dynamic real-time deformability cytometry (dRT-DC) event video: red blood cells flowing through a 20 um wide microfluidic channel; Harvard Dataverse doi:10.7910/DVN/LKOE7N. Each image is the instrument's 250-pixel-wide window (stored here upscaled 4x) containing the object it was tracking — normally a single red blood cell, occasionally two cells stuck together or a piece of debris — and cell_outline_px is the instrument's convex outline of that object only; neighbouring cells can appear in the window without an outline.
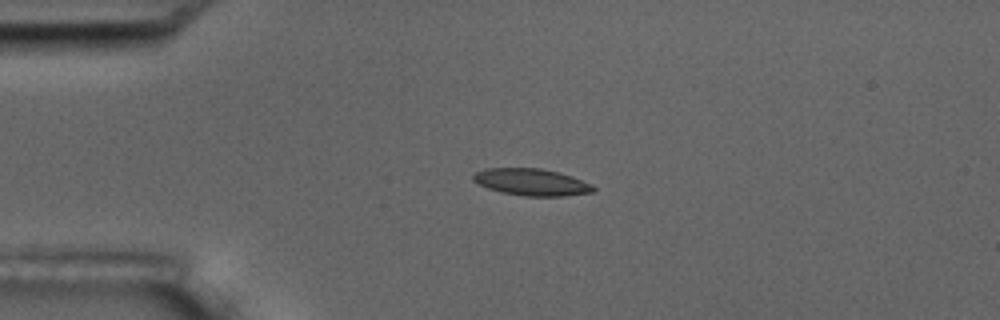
{"species": "common noctule bat (a hibernating species)", "species_latin": "Nyctalus noctula", "temperature_condition": "room temperature", "stored_images_in_passage": 4, "camera_frame_rate_fps": 3000, "um_per_image_px": 0.085, "animal": {"sex": "male", "body_mass_g": 17.5, "forearm_length_mm": 52.3}, "frame": {"image": 1, "passage_image": 3, "time_ms": 3.333, "image_size_px": [1000, 320], "cell_outline_px": [[596, 192], [564, 196], [524, 196], [504, 192], [488, 188], [472, 180], [472, 176], [476, 172], [484, 168], [540, 168], [572, 176], [592, 184], [596, 188]], "centroid_in_image_um": [45.21, 15.48], "position_along_channel_um": 39.8, "area_um2": 18.79}}